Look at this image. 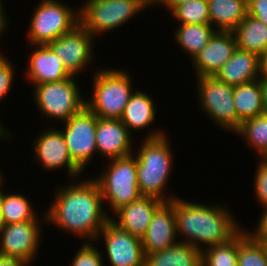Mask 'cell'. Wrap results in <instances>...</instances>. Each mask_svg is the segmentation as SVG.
Wrapping results in <instances>:
<instances>
[{
	"label": "cell",
	"mask_w": 267,
	"mask_h": 266,
	"mask_svg": "<svg viewBox=\"0 0 267 266\" xmlns=\"http://www.w3.org/2000/svg\"><path fill=\"white\" fill-rule=\"evenodd\" d=\"M78 76L63 81L49 82L33 86L34 104L45 118L65 123L72 115L85 106V97L80 93Z\"/></svg>",
	"instance_id": "8"
},
{
	"label": "cell",
	"mask_w": 267,
	"mask_h": 266,
	"mask_svg": "<svg viewBox=\"0 0 267 266\" xmlns=\"http://www.w3.org/2000/svg\"><path fill=\"white\" fill-rule=\"evenodd\" d=\"M257 169L254 173V195L261 204V208H267V160L258 159Z\"/></svg>",
	"instance_id": "33"
},
{
	"label": "cell",
	"mask_w": 267,
	"mask_h": 266,
	"mask_svg": "<svg viewBox=\"0 0 267 266\" xmlns=\"http://www.w3.org/2000/svg\"><path fill=\"white\" fill-rule=\"evenodd\" d=\"M3 190L0 191V226L2 225Z\"/></svg>",
	"instance_id": "44"
},
{
	"label": "cell",
	"mask_w": 267,
	"mask_h": 266,
	"mask_svg": "<svg viewBox=\"0 0 267 266\" xmlns=\"http://www.w3.org/2000/svg\"><path fill=\"white\" fill-rule=\"evenodd\" d=\"M2 171L0 170V191L4 190L2 187L3 186V181H4V178H3V174L1 173Z\"/></svg>",
	"instance_id": "45"
},
{
	"label": "cell",
	"mask_w": 267,
	"mask_h": 266,
	"mask_svg": "<svg viewBox=\"0 0 267 266\" xmlns=\"http://www.w3.org/2000/svg\"><path fill=\"white\" fill-rule=\"evenodd\" d=\"M62 128L65 143L72 161L84 171L97 153L96 128L97 116L86 106L77 114L72 115Z\"/></svg>",
	"instance_id": "10"
},
{
	"label": "cell",
	"mask_w": 267,
	"mask_h": 266,
	"mask_svg": "<svg viewBox=\"0 0 267 266\" xmlns=\"http://www.w3.org/2000/svg\"><path fill=\"white\" fill-rule=\"evenodd\" d=\"M3 3V0H0V38L3 37L2 35L5 34V30L9 27V22L7 20L9 18H7L8 14L5 12V6Z\"/></svg>",
	"instance_id": "38"
},
{
	"label": "cell",
	"mask_w": 267,
	"mask_h": 266,
	"mask_svg": "<svg viewBox=\"0 0 267 266\" xmlns=\"http://www.w3.org/2000/svg\"><path fill=\"white\" fill-rule=\"evenodd\" d=\"M237 266H267L266 244L244 228L238 233Z\"/></svg>",
	"instance_id": "29"
},
{
	"label": "cell",
	"mask_w": 267,
	"mask_h": 266,
	"mask_svg": "<svg viewBox=\"0 0 267 266\" xmlns=\"http://www.w3.org/2000/svg\"><path fill=\"white\" fill-rule=\"evenodd\" d=\"M236 48L233 31H216L192 61L196 77L215 76Z\"/></svg>",
	"instance_id": "16"
},
{
	"label": "cell",
	"mask_w": 267,
	"mask_h": 266,
	"mask_svg": "<svg viewBox=\"0 0 267 266\" xmlns=\"http://www.w3.org/2000/svg\"><path fill=\"white\" fill-rule=\"evenodd\" d=\"M108 161V168L104 167L103 172L93 179L100 187L103 204L106 203L114 214L119 208L138 200L141 194L137 182L135 155Z\"/></svg>",
	"instance_id": "5"
},
{
	"label": "cell",
	"mask_w": 267,
	"mask_h": 266,
	"mask_svg": "<svg viewBox=\"0 0 267 266\" xmlns=\"http://www.w3.org/2000/svg\"><path fill=\"white\" fill-rule=\"evenodd\" d=\"M177 238L174 205L164 202L154 213L141 238L144 255L174 246L179 242Z\"/></svg>",
	"instance_id": "17"
},
{
	"label": "cell",
	"mask_w": 267,
	"mask_h": 266,
	"mask_svg": "<svg viewBox=\"0 0 267 266\" xmlns=\"http://www.w3.org/2000/svg\"><path fill=\"white\" fill-rule=\"evenodd\" d=\"M248 15L267 26V0H247Z\"/></svg>",
	"instance_id": "35"
},
{
	"label": "cell",
	"mask_w": 267,
	"mask_h": 266,
	"mask_svg": "<svg viewBox=\"0 0 267 266\" xmlns=\"http://www.w3.org/2000/svg\"><path fill=\"white\" fill-rule=\"evenodd\" d=\"M92 96L85 100L86 107L97 117L121 119L125 106L134 93L132 77L120 69H95Z\"/></svg>",
	"instance_id": "4"
},
{
	"label": "cell",
	"mask_w": 267,
	"mask_h": 266,
	"mask_svg": "<svg viewBox=\"0 0 267 266\" xmlns=\"http://www.w3.org/2000/svg\"><path fill=\"white\" fill-rule=\"evenodd\" d=\"M207 2L210 24L216 31H233L248 14L247 0H207Z\"/></svg>",
	"instance_id": "22"
},
{
	"label": "cell",
	"mask_w": 267,
	"mask_h": 266,
	"mask_svg": "<svg viewBox=\"0 0 267 266\" xmlns=\"http://www.w3.org/2000/svg\"><path fill=\"white\" fill-rule=\"evenodd\" d=\"M102 237L110 266H145L140 238L120 229L110 220L100 230L95 242Z\"/></svg>",
	"instance_id": "14"
},
{
	"label": "cell",
	"mask_w": 267,
	"mask_h": 266,
	"mask_svg": "<svg viewBox=\"0 0 267 266\" xmlns=\"http://www.w3.org/2000/svg\"><path fill=\"white\" fill-rule=\"evenodd\" d=\"M133 136L120 119L97 117V154L108 160L133 154Z\"/></svg>",
	"instance_id": "15"
},
{
	"label": "cell",
	"mask_w": 267,
	"mask_h": 266,
	"mask_svg": "<svg viewBox=\"0 0 267 266\" xmlns=\"http://www.w3.org/2000/svg\"><path fill=\"white\" fill-rule=\"evenodd\" d=\"M138 1L143 7L151 8V6H158L161 3V0H136Z\"/></svg>",
	"instance_id": "42"
},
{
	"label": "cell",
	"mask_w": 267,
	"mask_h": 266,
	"mask_svg": "<svg viewBox=\"0 0 267 266\" xmlns=\"http://www.w3.org/2000/svg\"><path fill=\"white\" fill-rule=\"evenodd\" d=\"M260 79H261V84L263 87L264 110H265V113H267V79L265 78H260Z\"/></svg>",
	"instance_id": "43"
},
{
	"label": "cell",
	"mask_w": 267,
	"mask_h": 266,
	"mask_svg": "<svg viewBox=\"0 0 267 266\" xmlns=\"http://www.w3.org/2000/svg\"><path fill=\"white\" fill-rule=\"evenodd\" d=\"M42 216V219L38 216L31 221L1 225L0 255L18 258L30 265L34 264L42 241L41 222H46L45 212Z\"/></svg>",
	"instance_id": "11"
},
{
	"label": "cell",
	"mask_w": 267,
	"mask_h": 266,
	"mask_svg": "<svg viewBox=\"0 0 267 266\" xmlns=\"http://www.w3.org/2000/svg\"><path fill=\"white\" fill-rule=\"evenodd\" d=\"M144 10L146 8L136 0H88L79 6L80 25L96 40L119 29Z\"/></svg>",
	"instance_id": "7"
},
{
	"label": "cell",
	"mask_w": 267,
	"mask_h": 266,
	"mask_svg": "<svg viewBox=\"0 0 267 266\" xmlns=\"http://www.w3.org/2000/svg\"><path fill=\"white\" fill-rule=\"evenodd\" d=\"M250 233L262 243L267 242V208L263 209L254 232L250 231Z\"/></svg>",
	"instance_id": "36"
},
{
	"label": "cell",
	"mask_w": 267,
	"mask_h": 266,
	"mask_svg": "<svg viewBox=\"0 0 267 266\" xmlns=\"http://www.w3.org/2000/svg\"><path fill=\"white\" fill-rule=\"evenodd\" d=\"M94 37L80 24L70 33L60 36L47 45L62 60L64 67L73 76H79L93 60ZM92 61V62H91ZM88 65V66H87Z\"/></svg>",
	"instance_id": "12"
},
{
	"label": "cell",
	"mask_w": 267,
	"mask_h": 266,
	"mask_svg": "<svg viewBox=\"0 0 267 266\" xmlns=\"http://www.w3.org/2000/svg\"><path fill=\"white\" fill-rule=\"evenodd\" d=\"M0 266H30L18 258L0 255Z\"/></svg>",
	"instance_id": "37"
},
{
	"label": "cell",
	"mask_w": 267,
	"mask_h": 266,
	"mask_svg": "<svg viewBox=\"0 0 267 266\" xmlns=\"http://www.w3.org/2000/svg\"><path fill=\"white\" fill-rule=\"evenodd\" d=\"M68 183L56 188L54 199L45 210L46 223L87 240L83 242H94L112 217L104 207L100 187L93 178Z\"/></svg>",
	"instance_id": "1"
},
{
	"label": "cell",
	"mask_w": 267,
	"mask_h": 266,
	"mask_svg": "<svg viewBox=\"0 0 267 266\" xmlns=\"http://www.w3.org/2000/svg\"><path fill=\"white\" fill-rule=\"evenodd\" d=\"M93 242H84L72 258L71 266H106L104 256Z\"/></svg>",
	"instance_id": "32"
},
{
	"label": "cell",
	"mask_w": 267,
	"mask_h": 266,
	"mask_svg": "<svg viewBox=\"0 0 267 266\" xmlns=\"http://www.w3.org/2000/svg\"><path fill=\"white\" fill-rule=\"evenodd\" d=\"M215 77L231 86L242 85L260 79L259 56L236 48L231 58Z\"/></svg>",
	"instance_id": "20"
},
{
	"label": "cell",
	"mask_w": 267,
	"mask_h": 266,
	"mask_svg": "<svg viewBox=\"0 0 267 266\" xmlns=\"http://www.w3.org/2000/svg\"><path fill=\"white\" fill-rule=\"evenodd\" d=\"M163 203L157 198L141 196L138 200L116 210L114 216L117 220L110 217V221L120 229L141 239L154 213Z\"/></svg>",
	"instance_id": "19"
},
{
	"label": "cell",
	"mask_w": 267,
	"mask_h": 266,
	"mask_svg": "<svg viewBox=\"0 0 267 266\" xmlns=\"http://www.w3.org/2000/svg\"><path fill=\"white\" fill-rule=\"evenodd\" d=\"M30 47L33 51L28 59V68L25 69V79L27 82H31L35 86L63 81L72 76L64 67L62 60L47 44L31 45Z\"/></svg>",
	"instance_id": "18"
},
{
	"label": "cell",
	"mask_w": 267,
	"mask_h": 266,
	"mask_svg": "<svg viewBox=\"0 0 267 266\" xmlns=\"http://www.w3.org/2000/svg\"><path fill=\"white\" fill-rule=\"evenodd\" d=\"M39 214L26 196L3 191L2 225L35 220Z\"/></svg>",
	"instance_id": "28"
},
{
	"label": "cell",
	"mask_w": 267,
	"mask_h": 266,
	"mask_svg": "<svg viewBox=\"0 0 267 266\" xmlns=\"http://www.w3.org/2000/svg\"><path fill=\"white\" fill-rule=\"evenodd\" d=\"M195 78L200 110L202 108V112L210 116L216 126L234 134L241 123L237 119L233 102V86L218 80L215 76Z\"/></svg>",
	"instance_id": "9"
},
{
	"label": "cell",
	"mask_w": 267,
	"mask_h": 266,
	"mask_svg": "<svg viewBox=\"0 0 267 266\" xmlns=\"http://www.w3.org/2000/svg\"><path fill=\"white\" fill-rule=\"evenodd\" d=\"M192 0H161L160 6H163L164 9H168V11H172L177 5H180L185 2H189Z\"/></svg>",
	"instance_id": "40"
},
{
	"label": "cell",
	"mask_w": 267,
	"mask_h": 266,
	"mask_svg": "<svg viewBox=\"0 0 267 266\" xmlns=\"http://www.w3.org/2000/svg\"><path fill=\"white\" fill-rule=\"evenodd\" d=\"M156 106L151 95L135 90L125 106L121 121L128 131H143L156 120Z\"/></svg>",
	"instance_id": "21"
},
{
	"label": "cell",
	"mask_w": 267,
	"mask_h": 266,
	"mask_svg": "<svg viewBox=\"0 0 267 266\" xmlns=\"http://www.w3.org/2000/svg\"><path fill=\"white\" fill-rule=\"evenodd\" d=\"M238 234L230 241L201 251V266H237Z\"/></svg>",
	"instance_id": "30"
},
{
	"label": "cell",
	"mask_w": 267,
	"mask_h": 266,
	"mask_svg": "<svg viewBox=\"0 0 267 266\" xmlns=\"http://www.w3.org/2000/svg\"><path fill=\"white\" fill-rule=\"evenodd\" d=\"M145 266H201V250L178 242L165 250L145 255Z\"/></svg>",
	"instance_id": "24"
},
{
	"label": "cell",
	"mask_w": 267,
	"mask_h": 266,
	"mask_svg": "<svg viewBox=\"0 0 267 266\" xmlns=\"http://www.w3.org/2000/svg\"><path fill=\"white\" fill-rule=\"evenodd\" d=\"M260 78L267 79V49L259 55Z\"/></svg>",
	"instance_id": "39"
},
{
	"label": "cell",
	"mask_w": 267,
	"mask_h": 266,
	"mask_svg": "<svg viewBox=\"0 0 267 266\" xmlns=\"http://www.w3.org/2000/svg\"><path fill=\"white\" fill-rule=\"evenodd\" d=\"M235 134L247 143L248 148L258 153L257 157H267V113L245 120Z\"/></svg>",
	"instance_id": "27"
},
{
	"label": "cell",
	"mask_w": 267,
	"mask_h": 266,
	"mask_svg": "<svg viewBox=\"0 0 267 266\" xmlns=\"http://www.w3.org/2000/svg\"><path fill=\"white\" fill-rule=\"evenodd\" d=\"M49 126L33 140L34 161L48 171H58L64 167L70 180L78 179L83 171L72 161L63 133L60 129Z\"/></svg>",
	"instance_id": "13"
},
{
	"label": "cell",
	"mask_w": 267,
	"mask_h": 266,
	"mask_svg": "<svg viewBox=\"0 0 267 266\" xmlns=\"http://www.w3.org/2000/svg\"><path fill=\"white\" fill-rule=\"evenodd\" d=\"M237 48L260 55L267 49V26L248 15L233 30Z\"/></svg>",
	"instance_id": "25"
},
{
	"label": "cell",
	"mask_w": 267,
	"mask_h": 266,
	"mask_svg": "<svg viewBox=\"0 0 267 266\" xmlns=\"http://www.w3.org/2000/svg\"><path fill=\"white\" fill-rule=\"evenodd\" d=\"M2 124L4 125V123L0 122V140L2 141L7 140L6 142L8 143V140L9 139L11 140L10 136L12 135V133L10 132V130L8 131V129L5 128Z\"/></svg>",
	"instance_id": "41"
},
{
	"label": "cell",
	"mask_w": 267,
	"mask_h": 266,
	"mask_svg": "<svg viewBox=\"0 0 267 266\" xmlns=\"http://www.w3.org/2000/svg\"><path fill=\"white\" fill-rule=\"evenodd\" d=\"M171 14L177 24H210L207 0H192L182 3L177 5Z\"/></svg>",
	"instance_id": "31"
},
{
	"label": "cell",
	"mask_w": 267,
	"mask_h": 266,
	"mask_svg": "<svg viewBox=\"0 0 267 266\" xmlns=\"http://www.w3.org/2000/svg\"><path fill=\"white\" fill-rule=\"evenodd\" d=\"M173 38L174 43L184 49L191 61L208 44L212 35L216 32L211 24H179Z\"/></svg>",
	"instance_id": "26"
},
{
	"label": "cell",
	"mask_w": 267,
	"mask_h": 266,
	"mask_svg": "<svg viewBox=\"0 0 267 266\" xmlns=\"http://www.w3.org/2000/svg\"><path fill=\"white\" fill-rule=\"evenodd\" d=\"M233 98L240 123L265 112L261 79L233 86Z\"/></svg>",
	"instance_id": "23"
},
{
	"label": "cell",
	"mask_w": 267,
	"mask_h": 266,
	"mask_svg": "<svg viewBox=\"0 0 267 266\" xmlns=\"http://www.w3.org/2000/svg\"><path fill=\"white\" fill-rule=\"evenodd\" d=\"M148 130L149 132L142 139L137 152L133 153L136 157L139 192L141 196L171 202L174 198L179 197L174 193L168 194V192L165 195V188L168 187L167 182L174 165L171 142L164 130H156V128Z\"/></svg>",
	"instance_id": "3"
},
{
	"label": "cell",
	"mask_w": 267,
	"mask_h": 266,
	"mask_svg": "<svg viewBox=\"0 0 267 266\" xmlns=\"http://www.w3.org/2000/svg\"><path fill=\"white\" fill-rule=\"evenodd\" d=\"M171 203L174 205L178 241L201 251L230 241L243 229L229 207L222 204L205 205L181 196Z\"/></svg>",
	"instance_id": "2"
},
{
	"label": "cell",
	"mask_w": 267,
	"mask_h": 266,
	"mask_svg": "<svg viewBox=\"0 0 267 266\" xmlns=\"http://www.w3.org/2000/svg\"><path fill=\"white\" fill-rule=\"evenodd\" d=\"M0 50H1V48H0ZM6 56L3 54V52L1 53L0 52V62L5 58Z\"/></svg>",
	"instance_id": "46"
},
{
	"label": "cell",
	"mask_w": 267,
	"mask_h": 266,
	"mask_svg": "<svg viewBox=\"0 0 267 266\" xmlns=\"http://www.w3.org/2000/svg\"><path fill=\"white\" fill-rule=\"evenodd\" d=\"M6 58L0 62V103L8 96L7 94L13 87L12 83L15 81V66L9 61V58Z\"/></svg>",
	"instance_id": "34"
},
{
	"label": "cell",
	"mask_w": 267,
	"mask_h": 266,
	"mask_svg": "<svg viewBox=\"0 0 267 266\" xmlns=\"http://www.w3.org/2000/svg\"><path fill=\"white\" fill-rule=\"evenodd\" d=\"M38 3L27 30L28 46L48 44L80 24L79 8L72 9L60 0H41Z\"/></svg>",
	"instance_id": "6"
}]
</instances>
